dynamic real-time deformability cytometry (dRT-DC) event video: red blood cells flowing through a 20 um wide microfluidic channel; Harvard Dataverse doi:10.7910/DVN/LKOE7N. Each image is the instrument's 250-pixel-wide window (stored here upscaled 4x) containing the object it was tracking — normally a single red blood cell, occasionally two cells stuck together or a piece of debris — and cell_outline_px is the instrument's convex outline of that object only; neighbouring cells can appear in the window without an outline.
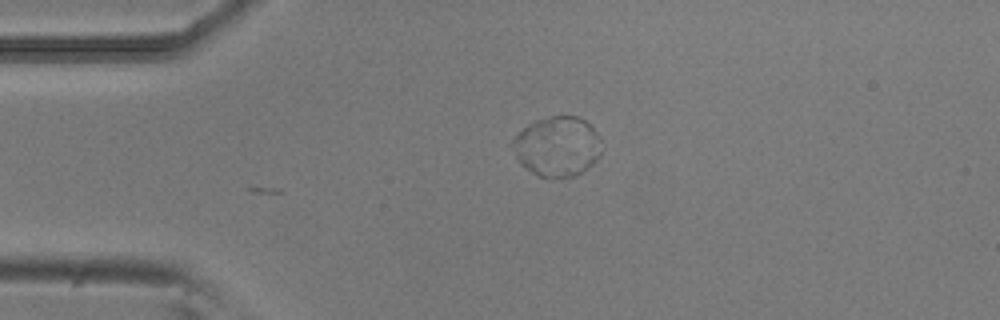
{"species": "common noctule bat (a hibernating species)", "species_latin": "Nyctalus noctula", "temperature_condition": "room temperature", "stored_images_in_passage": 2, "camera_frame_rate_fps": 3000, "um_per_image_px": 0.085, "animal": {"sex": "male", "body_mass_g": 20.5, "forearm_length_mm": 52.5}, "frame": {"image": 1, "passage_image": 2, "time_ms": 0.333, "image_size_px": [1000, 320], "cell_outline_px": [[600, 156], [592, 164], [576, 176], [540, 176], [524, 168], [520, 164], [516, 156], [512, 140], [528, 124], [536, 120], [552, 116], [580, 116], [600, 136]], "centroid_in_image_um": [47.38, 12.43], "position_along_channel_um": 37.6, "area_um2": 30.63}}